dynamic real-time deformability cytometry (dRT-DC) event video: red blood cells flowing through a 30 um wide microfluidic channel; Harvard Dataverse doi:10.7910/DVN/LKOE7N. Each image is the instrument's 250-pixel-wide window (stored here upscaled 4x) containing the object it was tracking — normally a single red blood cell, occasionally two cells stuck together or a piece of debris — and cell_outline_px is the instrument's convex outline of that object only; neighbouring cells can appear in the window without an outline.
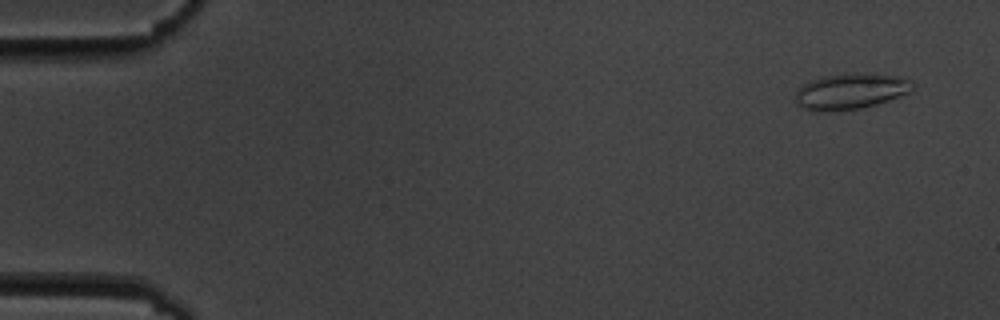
{"species": "common noctule bat (a hibernating species)", "species_latin": "Nyctalus noctula", "temperature_condition": "cold", "stored_images_in_passage": 5, "camera_frame_rate_fps": 3000, "um_per_image_px": 0.085, "animal": {"sex": "male", "body_mass_g": 19.5, "forearm_length_mm": 54.6}, "frame": {"image": 1, "passage_image": 1, "time_ms": 0.0, "image_size_px": [1000, 320], "cell_outline_px": [[916, 88], [912, 92], [876, 104], [860, 108], [828, 112], [812, 112], [796, 104], [796, 88], [812, 80], [824, 76], [844, 72], [872, 72], [896, 76], [912, 80], [916, 84]], "centroid_in_image_um": [72.34, 7.74], "position_along_channel_um": 12.7, "area_um2": 25.26}}
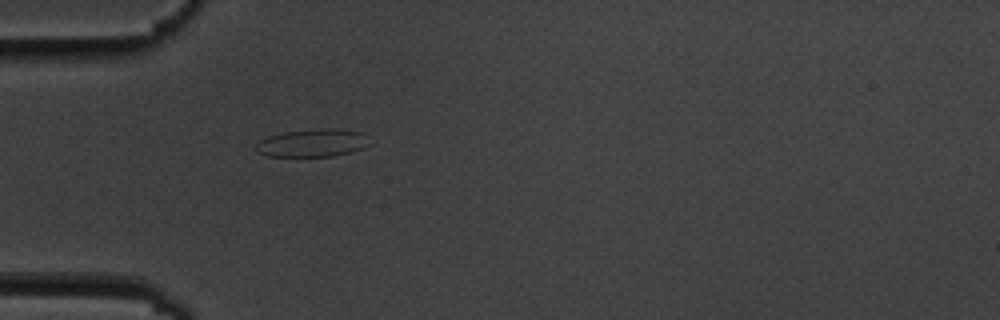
{"frame": {"image": 2, "passage_image": 5, "time_ms": 4.667, "image_size_px": [1000, 320], "cell_outline_px": [[372, 144], [364, 148], [352, 152], [332, 156], [268, 156], [256, 152], [256, 144], [260, 140], [268, 136], [284, 132], [320, 128], [332, 128], [360, 132]], "centroid_in_image_um": [26.56, 12.15], "position_along_channel_um": 58.4, "area_um2": 18.44}}